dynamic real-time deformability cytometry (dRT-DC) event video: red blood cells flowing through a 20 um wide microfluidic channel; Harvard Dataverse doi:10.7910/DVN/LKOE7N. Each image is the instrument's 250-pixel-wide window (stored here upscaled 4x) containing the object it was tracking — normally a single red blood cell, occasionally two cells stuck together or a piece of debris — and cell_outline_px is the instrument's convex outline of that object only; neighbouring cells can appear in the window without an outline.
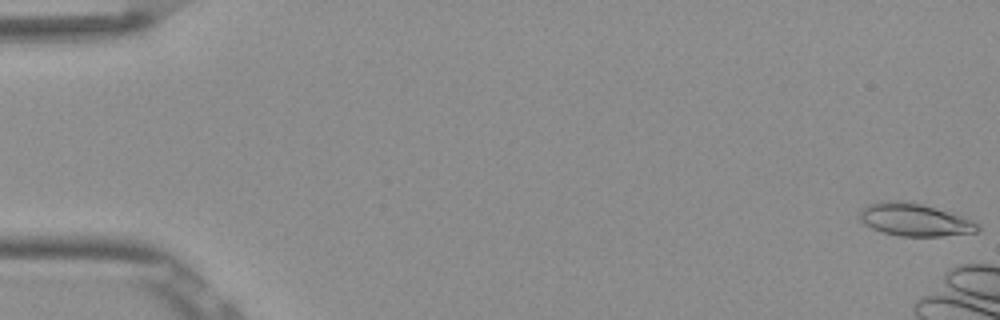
{"species": "Egyptian fruit bat (a non-hibernating species)", "species_latin": "Rousettus aegyptiacus", "temperature_condition": "room temperature", "stored_images_in_passage": 11, "camera_frame_rate_fps": 3000, "um_per_image_px": 0.085, "frame": {"image": 1, "passage_image": 1, "time_ms": 0.0, "image_size_px": [1000, 320], "cell_outline_px": [[980, 232], [944, 236], [900, 236], [884, 232], [872, 228], [864, 224], [860, 220], [860, 212], [868, 204], [880, 200], [900, 200], [920, 204], [952, 212], [964, 216], [980, 224]], "centroid_in_image_um": [77.79, 18.67], "position_along_channel_um": 7.2, "area_um2": 22.66}}